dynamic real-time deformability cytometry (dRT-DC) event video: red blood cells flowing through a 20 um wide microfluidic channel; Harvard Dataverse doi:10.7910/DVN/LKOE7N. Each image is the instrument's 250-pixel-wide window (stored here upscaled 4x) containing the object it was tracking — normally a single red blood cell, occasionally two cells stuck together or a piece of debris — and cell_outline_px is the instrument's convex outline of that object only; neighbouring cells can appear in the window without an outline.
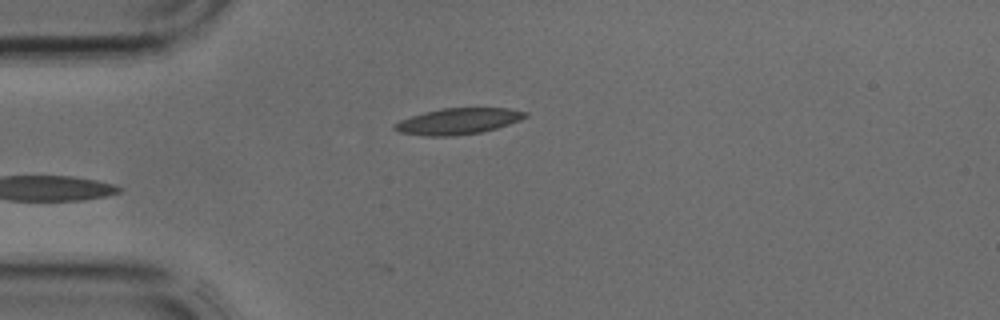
{"species": "common noctule bat (a hibernating species)", "species_latin": "Nyctalus noctula", "temperature_condition": "cold", "stored_images_in_passage": 1, "camera_frame_rate_fps": 3000, "um_per_image_px": 0.085, "animal": {"sex": "male", "body_mass_g": 17.9, "forearm_length_mm": 54.2}, "frame": {"image": 1, "passage_image": 1, "time_ms": 0.0, "image_size_px": [1000, 320], "cell_outline_px": [[528, 116], [520, 120], [496, 128], [480, 132], [452, 136], [424, 136], [400, 132], [392, 128], [392, 124], [400, 120], [424, 112], [444, 108], [508, 108], [528, 112]], "centroid_in_image_um": [38.92, 10.3], "position_along_channel_um": 46.1, "area_um2": 19.83}}